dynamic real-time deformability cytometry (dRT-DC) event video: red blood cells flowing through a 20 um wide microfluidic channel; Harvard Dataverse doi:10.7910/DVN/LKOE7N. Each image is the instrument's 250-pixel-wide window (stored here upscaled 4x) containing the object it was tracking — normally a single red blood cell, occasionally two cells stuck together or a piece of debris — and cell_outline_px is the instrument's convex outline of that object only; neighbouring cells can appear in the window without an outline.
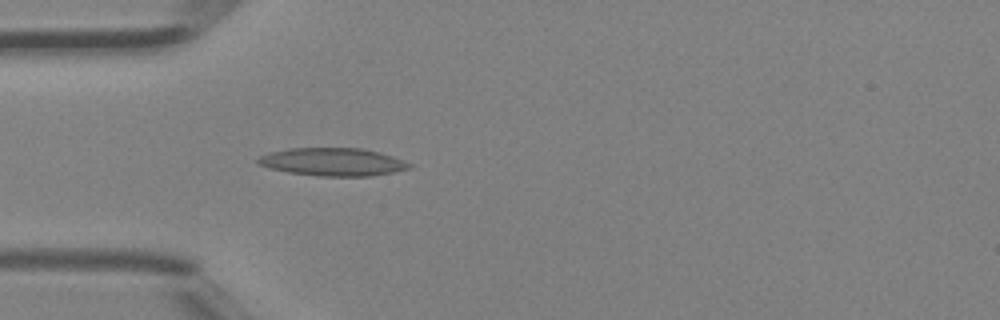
{"species": "Egyptian fruit bat (a non-hibernating species)", "species_latin": "Rousettus aegyptiacus", "temperature_condition": "room temperature", "stored_images_in_passage": 34, "camera_frame_rate_fps": 3000, "um_per_image_px": 0.085, "animal": {"sex": "female"}, "frame": {"image": 1, "passage_image": 4, "time_ms": 1.0, "image_size_px": [1000, 320], "cell_outline_px": [[412, 168], [396, 172], [372, 176], [320, 176], [288, 172], [268, 168], [256, 164], [256, 160], [260, 156], [268, 152], [288, 148], [360, 148], [380, 152], [404, 160], [412, 164]], "centroid_in_image_um": [28.29, 13.76], "position_along_channel_um": 56.7, "area_um2": 24.91}}
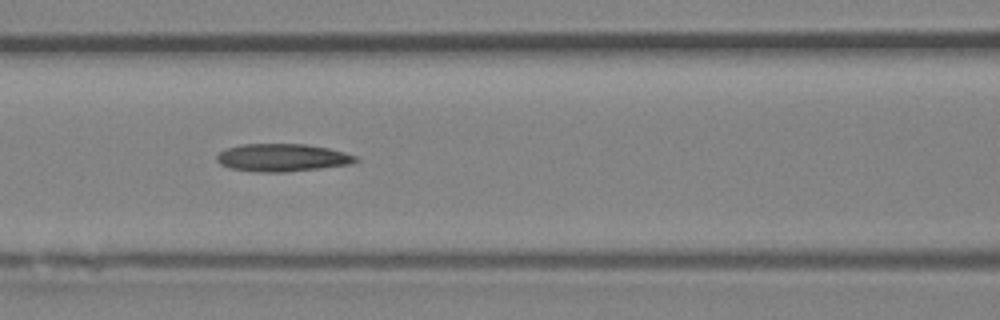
{"frame": {"image": 2, "passage_image": 10, "time_ms": 3.0, "image_size_px": [1000, 320], "cell_outline_px": [[360, 160], [352, 164], [320, 168], [284, 172], [256, 172], [228, 168], [220, 164], [216, 160], [216, 156], [220, 152], [228, 148], [240, 144], [308, 144], [328, 148], [344, 152], [356, 156]], "centroid_in_image_um": [23.99, 13.4], "position_along_channel_um": 142.6, "area_um2": 22.54}}
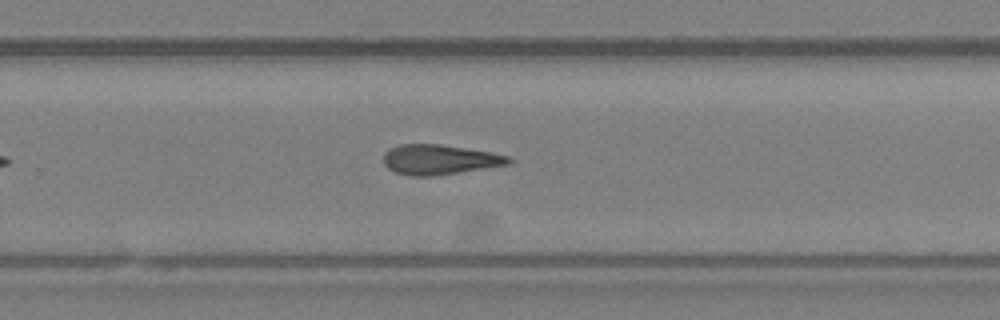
{"frame": {"image": 3, "passage_image": 20, "time_ms": 6.333, "image_size_px": [1000, 320], "cell_outline_px": [[512, 164], [432, 176], [412, 176], [396, 172], [388, 168], [384, 164], [384, 152], [388, 148], [400, 144], [440, 144], [492, 152], [512, 156]], "centroid_in_image_um": [37.38, 13.55], "position_along_channel_um": 292.4, "area_um2": 21.96}, "authors_computed_cell_mechanics": {"area_um2": 21.675, "velocity_mm_per_s": 4.5206, "shape_relaxation_time_tau1_ms": 5.383, "shape_relaxation_time_tau2_ms": null, "deformation_change_tau1": 0.1577, "deformation_change_tau2": null}}